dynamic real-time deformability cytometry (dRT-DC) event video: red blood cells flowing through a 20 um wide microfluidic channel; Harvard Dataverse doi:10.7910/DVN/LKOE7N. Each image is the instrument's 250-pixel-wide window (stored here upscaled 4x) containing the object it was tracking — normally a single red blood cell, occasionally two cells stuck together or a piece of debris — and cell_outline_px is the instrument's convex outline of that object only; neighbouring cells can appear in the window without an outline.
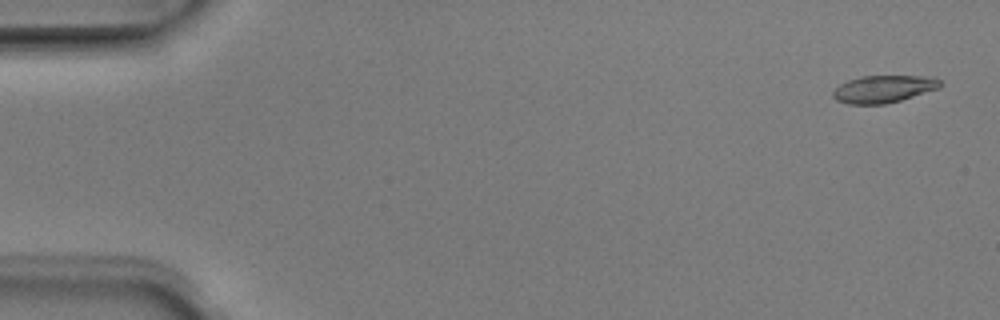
{"species": "Egyptian fruit bat (a non-hibernating species)", "species_latin": "Rousettus aegyptiacus", "temperature_condition": "room temperature", "stored_images_in_passage": 6, "camera_frame_rate_fps": 3000, "um_per_image_px": 0.085, "animal": {"sex": "male"}, "frame": {"image": 1, "passage_image": 1, "time_ms": 0.0, "image_size_px": [1000, 320], "cell_outline_px": [[944, 84], [940, 88], [900, 100], [884, 104], [848, 104], [836, 100], [832, 96], [832, 92], [840, 84], [848, 80], [860, 76], [936, 76]], "centroid_in_image_um": [75.13, 7.55], "position_along_channel_um": 9.9, "area_um2": 17.22}}